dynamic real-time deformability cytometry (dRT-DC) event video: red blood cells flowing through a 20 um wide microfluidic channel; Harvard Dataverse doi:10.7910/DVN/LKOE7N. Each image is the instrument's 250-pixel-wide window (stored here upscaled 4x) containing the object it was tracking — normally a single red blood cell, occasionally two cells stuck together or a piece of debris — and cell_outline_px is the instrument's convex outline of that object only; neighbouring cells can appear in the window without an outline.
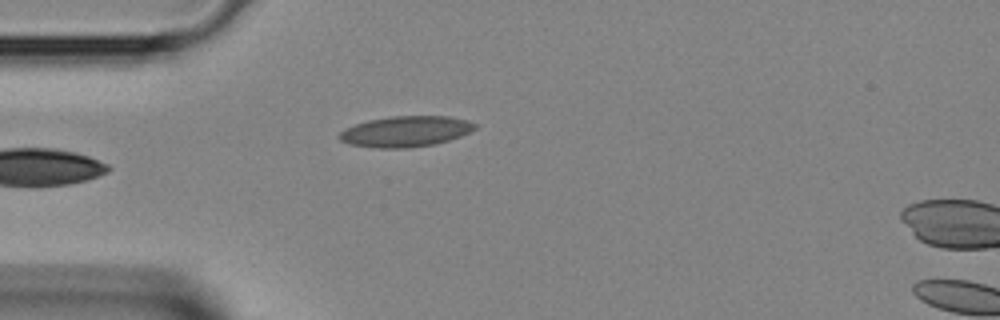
{"species": "Egyptian fruit bat (a non-hibernating species)", "species_latin": "Rousettus aegyptiacus", "temperature_condition": "room temperature", "stored_images_in_passage": 2, "camera_frame_rate_fps": 3000, "um_per_image_px": 0.085, "animal": {"sex": "female"}, "frame": {"image": 1, "passage_image": 2, "time_ms": 0.333, "image_size_px": [1000, 320], "cell_outline_px": [[476, 128], [460, 136], [436, 144], [408, 148], [376, 148], [348, 144], [340, 140], [336, 136], [340, 132], [356, 124], [368, 120], [392, 116], [448, 116], [468, 120], [476, 124]], "centroid_in_image_um": [34.47, 11.18], "position_along_channel_um": 50.5, "area_um2": 24.28}}